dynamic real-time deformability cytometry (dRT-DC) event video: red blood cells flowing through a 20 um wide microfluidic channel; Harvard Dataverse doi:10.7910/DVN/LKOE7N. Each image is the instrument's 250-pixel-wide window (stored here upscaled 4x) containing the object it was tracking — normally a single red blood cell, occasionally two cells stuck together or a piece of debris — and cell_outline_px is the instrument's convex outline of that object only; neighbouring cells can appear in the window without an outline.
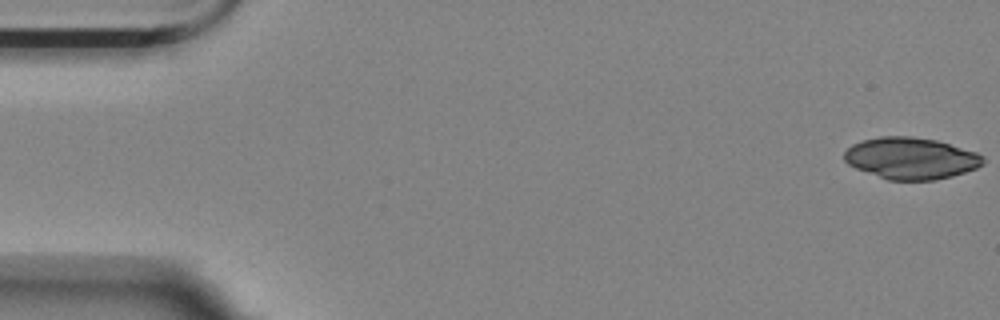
{"species": "Egyptian fruit bat (a non-hibernating species)", "species_latin": "Rousettus aegyptiacus", "temperature_condition": "room temperature", "stored_images_in_passage": 56, "camera_frame_rate_fps": 3000, "um_per_image_px": 0.085, "animal": {"sex": "female"}, "frame": {"image": 1, "passage_image": 1, "time_ms": 0.0, "image_size_px": [1000, 320], "cell_outline_px": [[984, 164], [976, 168], [952, 176], [936, 180], [888, 180], [856, 168], [848, 164], [844, 160], [844, 152], [852, 144], [864, 140], [880, 136], [912, 136], [936, 140], [976, 152], [984, 156]], "centroid_in_image_um": [77.43, 13.45], "position_along_channel_um": 7.6, "area_um2": 33.64}}